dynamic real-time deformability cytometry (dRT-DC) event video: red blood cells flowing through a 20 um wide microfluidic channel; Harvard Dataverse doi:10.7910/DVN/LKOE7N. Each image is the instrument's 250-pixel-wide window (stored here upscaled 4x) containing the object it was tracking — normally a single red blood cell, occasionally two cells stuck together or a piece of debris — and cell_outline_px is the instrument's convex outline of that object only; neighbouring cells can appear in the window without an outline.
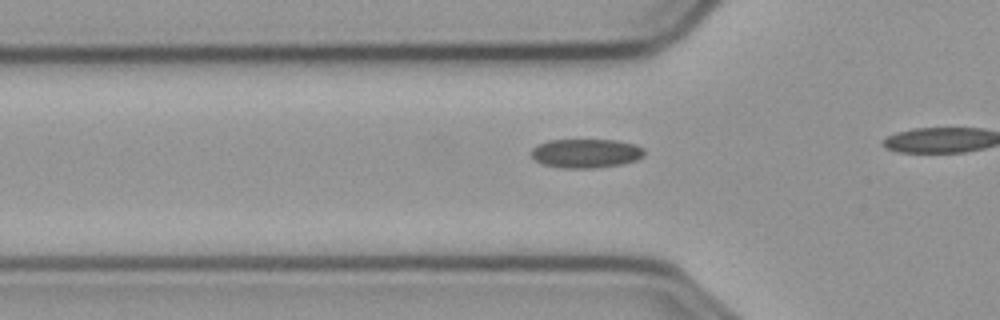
{"species": "common noctule bat (a hibernating species)", "species_latin": "Nyctalus noctula", "temperature_condition": "cold", "stored_images_in_passage": 7, "camera_frame_rate_fps": 3000, "um_per_image_px": 0.085, "animal": {"sex": "male", "body_mass_g": 23.1, "forearm_length_mm": 52.7}, "frame": {"image": 1, "passage_image": 2, "time_ms": 0.333, "image_size_px": [1000, 320], "cell_outline_px": [[644, 156], [636, 160], [620, 164], [592, 168], [564, 168], [544, 164], [536, 160], [532, 156], [532, 148], [536, 144], [548, 140], [616, 140], [636, 144], [644, 148]], "centroid_in_image_um": [49.82, 13.02], "position_along_channel_um": 76.0, "area_um2": 19.07}}
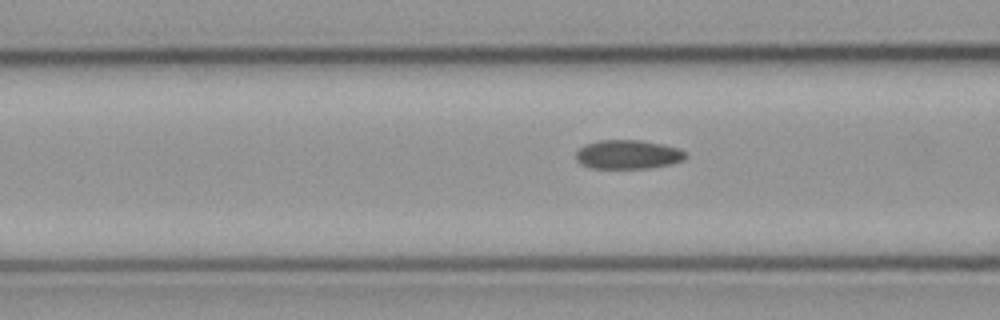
{"frame": {"image": 2, "passage_image": 5, "time_ms": 1.333, "image_size_px": [1000, 320], "cell_outline_px": [[688, 156], [684, 160], [668, 164], [648, 168], [592, 168], [580, 164], [576, 160], [576, 152], [584, 144], [600, 140], [640, 140], [660, 144], [676, 148], [684, 152]], "centroid_in_image_um": [53.33, 13.13], "position_along_channel_um": 113.3, "area_um2": 18.38}}